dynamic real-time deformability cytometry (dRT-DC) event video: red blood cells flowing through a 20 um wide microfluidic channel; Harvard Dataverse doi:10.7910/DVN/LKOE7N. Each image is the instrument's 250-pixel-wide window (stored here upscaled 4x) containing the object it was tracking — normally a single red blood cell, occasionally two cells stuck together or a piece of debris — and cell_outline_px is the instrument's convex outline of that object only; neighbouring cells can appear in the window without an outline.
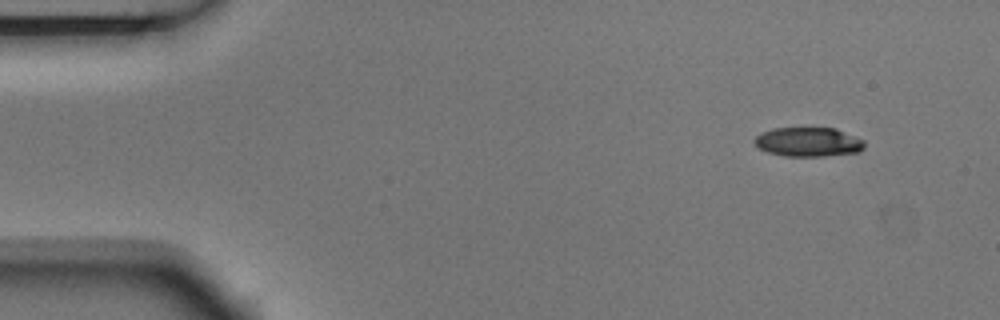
{"species": "Egyptian fruit bat (a non-hibernating species)", "species_latin": "Rousettus aegyptiacus", "temperature_condition": "room temperature", "stored_images_in_passage": 3, "camera_frame_rate_fps": 3000, "um_per_image_px": 0.085, "animal": {"sex": "male"}, "frame": {"image": 1, "passage_image": 1, "time_ms": 0.0, "image_size_px": [1000, 320], "cell_outline_px": [[864, 148], [860, 152], [824, 156], [784, 156], [768, 152], [760, 148], [752, 140], [756, 136], [772, 128], [836, 128], [864, 140]], "centroid_in_image_um": [68.73, 12.07], "position_along_channel_um": 16.3, "area_um2": 18.73}}
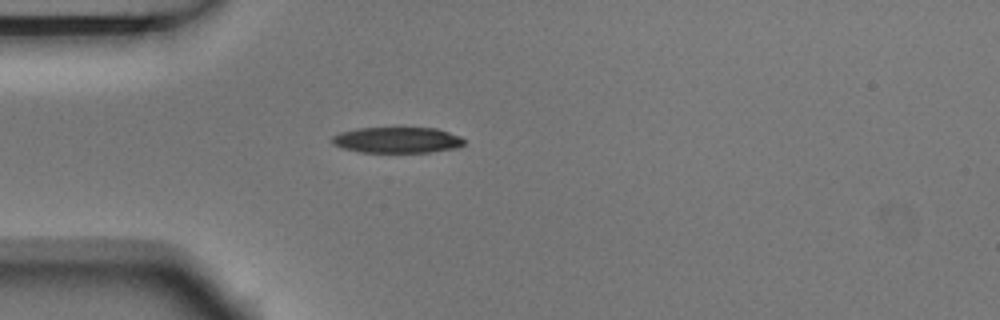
{"frame": {"image": 2, "passage_image": 3, "time_ms": 0.667, "image_size_px": [1000, 320], "cell_outline_px": [[464, 144], [460, 148], [428, 152], [360, 152], [344, 148], [332, 144], [332, 136], [340, 132], [356, 128], [436, 128], [460, 136], [464, 140]], "centroid_in_image_um": [33.77, 11.9], "position_along_channel_um": 51.2, "area_um2": 19.94}}